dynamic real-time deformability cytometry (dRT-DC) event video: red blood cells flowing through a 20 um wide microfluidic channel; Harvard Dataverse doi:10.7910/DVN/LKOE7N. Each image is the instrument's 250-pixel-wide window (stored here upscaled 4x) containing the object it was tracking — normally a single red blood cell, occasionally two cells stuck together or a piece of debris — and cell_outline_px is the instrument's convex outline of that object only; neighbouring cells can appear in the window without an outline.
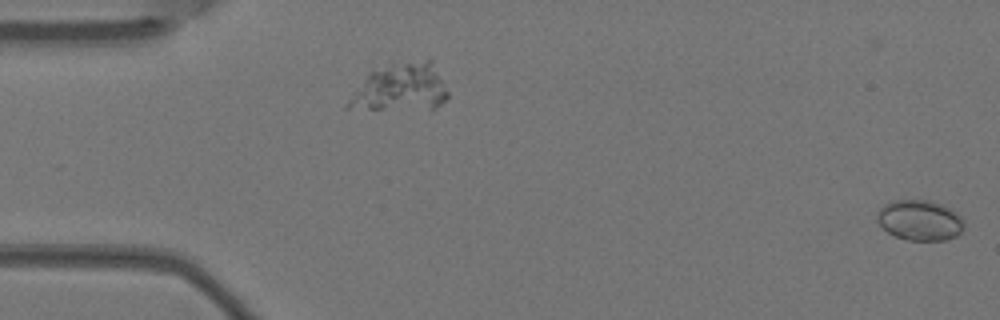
{"species": "Egyptian fruit bat (a non-hibernating species)", "species_latin": "Rousettus aegyptiacus", "temperature_condition": "warm", "stored_images_in_passage": 5, "segment_of_instrument_passage": [2, 2], "camera_frame_rate_fps": 3000, "um_per_image_px": 0.085, "animal": {"sex": "female"}, "frame": {"image": 1, "passage_image": 5, "time_ms": 1.333, "image_size_px": [1000, 320], "cell_outline_px": [[964, 224], [960, 232], [956, 236], [944, 240], [908, 240], [896, 236], [888, 232], [876, 220], [876, 212], [884, 204], [892, 200], [928, 200], [940, 204], [956, 212], [964, 220]], "centroid_in_image_um": [78.15, 18.71], "position_along_channel_um": 6.8, "area_um2": 20.4}}